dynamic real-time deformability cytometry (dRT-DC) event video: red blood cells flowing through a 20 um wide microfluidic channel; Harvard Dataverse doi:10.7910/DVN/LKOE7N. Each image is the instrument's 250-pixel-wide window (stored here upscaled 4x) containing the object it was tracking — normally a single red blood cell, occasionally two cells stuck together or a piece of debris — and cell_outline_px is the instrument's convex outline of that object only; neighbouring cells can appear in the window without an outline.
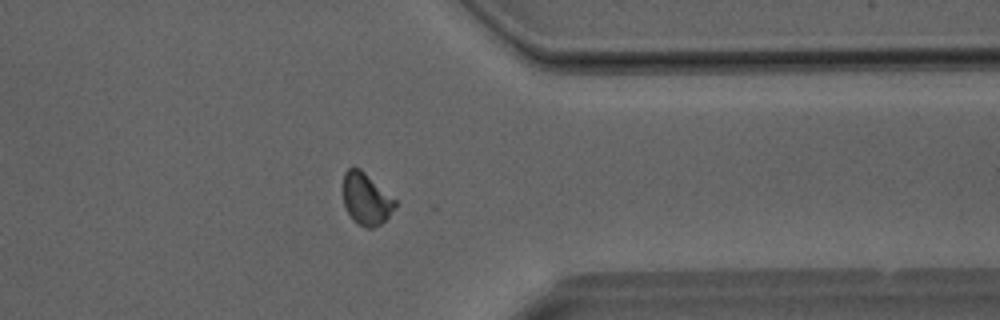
{"species": "Egyptian fruit bat (a non-hibernating species)", "species_latin": "Rousettus aegyptiacus", "temperature_condition": "room temperature", "stored_images_in_passage": 32, "camera_frame_rate_fps": 3000, "um_per_image_px": 0.085, "animal": {"sex": "male"}, "frame": {"image": 1, "passage_image": 23, "time_ms": 7.333, "image_size_px": [1000, 320], "cell_outline_px": [[396, 208], [380, 224], [372, 228], [368, 228], [356, 224], [352, 220], [344, 208], [344, 172], [348, 168], [360, 168], [396, 200]], "centroid_in_image_um": [31.11, 16.93], "position_along_channel_um": 380.3, "area_um2": 15.66}}